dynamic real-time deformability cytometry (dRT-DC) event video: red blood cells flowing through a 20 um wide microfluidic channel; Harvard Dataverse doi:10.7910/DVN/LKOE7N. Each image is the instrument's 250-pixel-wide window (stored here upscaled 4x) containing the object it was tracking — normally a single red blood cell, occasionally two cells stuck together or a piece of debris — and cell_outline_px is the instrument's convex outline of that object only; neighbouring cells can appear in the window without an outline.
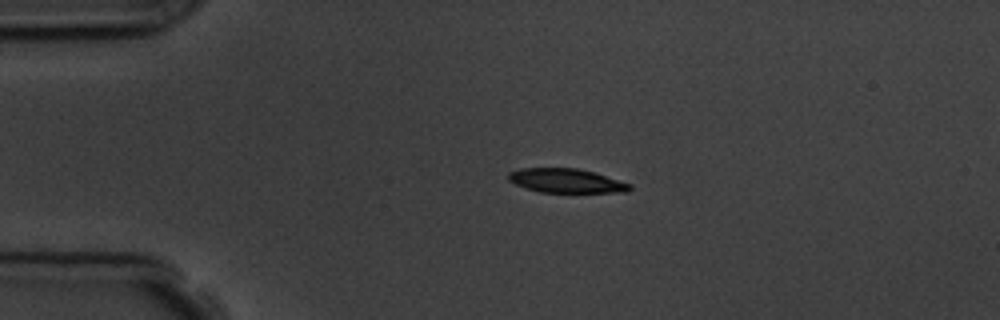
{"species": "common noctule bat (a hibernating species)", "species_latin": "Nyctalus noctula", "temperature_condition": "room temperature", "stored_images_in_passage": 4, "camera_frame_rate_fps": 3000, "um_per_image_px": 0.085, "animal": {"sex": "male", "body_mass_g": 19.5, "forearm_length_mm": 54.6}, "frame": {"image": 1, "passage_image": 2, "time_ms": 1.0, "image_size_px": [1000, 320], "cell_outline_px": [[632, 188], [628, 192], [540, 192], [516, 184], [508, 180], [508, 172], [520, 168], [576, 168], [592, 172], [632, 184]], "centroid_in_image_um": [48.12, 15.36], "position_along_channel_um": 36.9, "area_um2": 16.88}}